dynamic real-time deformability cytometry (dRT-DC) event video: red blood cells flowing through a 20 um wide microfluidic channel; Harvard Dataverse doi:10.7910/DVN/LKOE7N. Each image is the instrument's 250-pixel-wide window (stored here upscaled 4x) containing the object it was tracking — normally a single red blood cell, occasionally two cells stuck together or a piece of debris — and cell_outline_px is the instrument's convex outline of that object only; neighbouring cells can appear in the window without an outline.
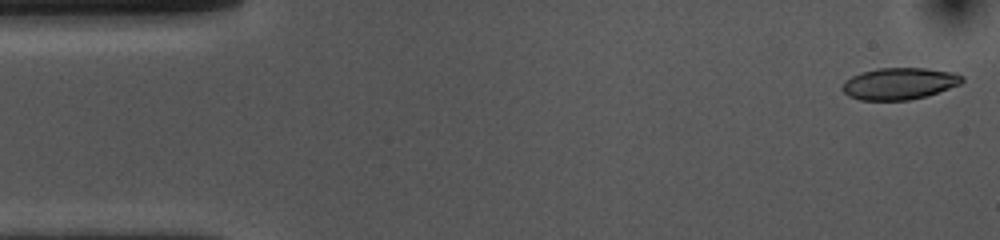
{"species": "common noctule bat (a hibernating species)", "species_latin": "Nyctalus noctula", "temperature_condition": "cold", "stored_images_in_passage": 53, "camera_frame_rate_fps": 3000, "um_per_image_px": 0.085, "animal": {"sex": "female", "body_mass_g": 10.0, "forearm_length_mm": 53.1}, "frame": {"image": 1, "passage_image": 1, "time_ms": 0.0, "image_size_px": [1000, 240], "cell_outline_px": [[964, 80], [960, 84], [924, 96], [908, 100], [860, 100], [848, 96], [840, 88], [844, 80], [852, 76], [876, 68], [928, 68], [952, 72], [964, 76]], "centroid_in_image_um": [76.41, 7.1], "position_along_channel_um": 8.6, "area_um2": 22.08}}
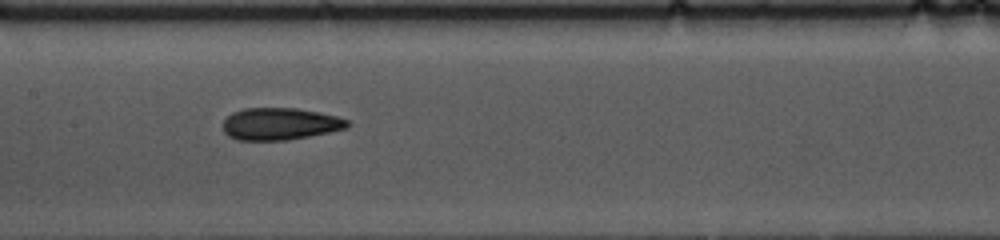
{"frame": {"image": 2, "passage_image": 24, "time_ms": 7.667, "image_size_px": [1000, 240], "cell_outline_px": [[352, 124], [348, 128], [308, 136], [284, 140], [236, 140], [228, 136], [224, 132], [224, 120], [232, 112], [244, 108], [296, 108], [336, 116], [348, 120]], "centroid_in_image_um": [23.79, 10.53], "position_along_channel_um": 183.6, "area_um2": 23.18}}
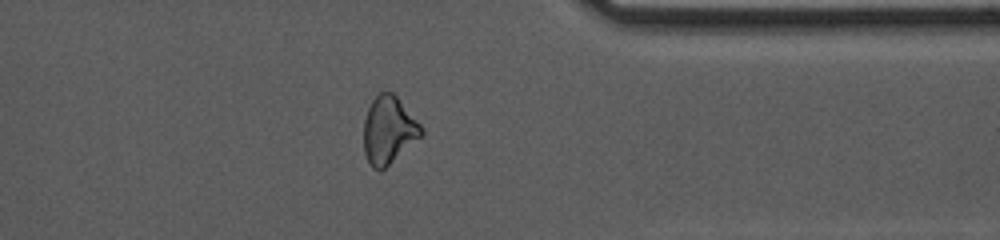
{"frame": {"image": 3, "passage_image": 41, "time_ms": 13.333, "image_size_px": [1000, 240], "cell_outline_px": [[424, 136], [380, 172], [372, 168], [364, 152], [364, 120], [368, 108], [372, 100], [380, 92], [392, 92], [396, 96], [424, 128]], "centroid_in_image_um": [33.06, 11.09], "position_along_channel_um": 378.3, "area_um2": 22.83}, "authors_computed_cell_mechanics": {"area_um2": 23.2934, "velocity_mm_per_s": 3.6531, "shape_relaxation_time_tau1_ms": 5.1242, "shape_relaxation_time_tau2_ms": 3.0485, "deformation_change_tau1": 0.1407, "deformation_change_tau2": 0.1003}}